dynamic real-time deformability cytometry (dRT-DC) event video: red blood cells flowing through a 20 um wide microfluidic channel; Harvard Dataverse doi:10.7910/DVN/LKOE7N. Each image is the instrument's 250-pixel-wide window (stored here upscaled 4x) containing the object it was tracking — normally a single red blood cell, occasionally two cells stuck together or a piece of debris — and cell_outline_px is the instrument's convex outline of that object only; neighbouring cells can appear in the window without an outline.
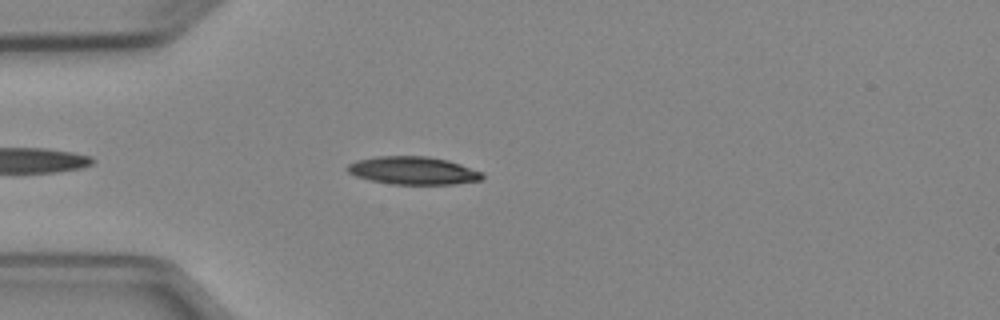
{"species": "Egyptian fruit bat (a non-hibernating species)", "species_latin": "Rousettus aegyptiacus", "temperature_condition": "cold", "stored_images_in_passage": 4, "camera_frame_rate_fps": 3000, "um_per_image_px": 0.085, "animal": {"sex": "female"}, "frame": {"image": 1, "passage_image": 4, "time_ms": 4.333, "image_size_px": [1000, 320], "cell_outline_px": [[484, 176], [480, 180], [452, 184], [392, 184], [372, 180], [356, 176], [348, 172], [348, 164], [356, 160], [376, 156], [428, 156], [448, 160], [484, 172]], "centroid_in_image_um": [35.13, 14.49], "position_along_channel_um": 49.9, "area_um2": 21.85}}